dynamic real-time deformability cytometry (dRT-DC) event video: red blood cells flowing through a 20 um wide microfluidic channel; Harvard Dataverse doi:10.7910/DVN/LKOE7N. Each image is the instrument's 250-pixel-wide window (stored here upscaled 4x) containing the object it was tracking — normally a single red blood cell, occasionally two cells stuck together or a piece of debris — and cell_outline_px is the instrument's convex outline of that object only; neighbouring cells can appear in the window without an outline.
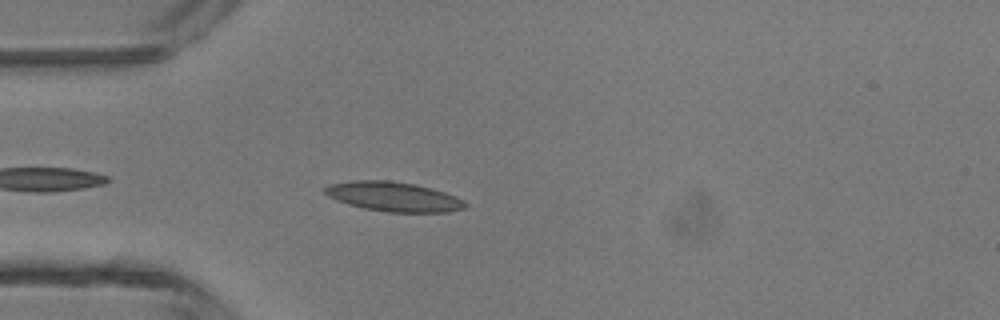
{"species": "common noctule bat (a hibernating species)", "species_latin": "Nyctalus noctula", "temperature_condition": "room temperature", "stored_images_in_passage": 7, "camera_frame_rate_fps": 3000, "um_per_image_px": 0.085, "animal": {"sex": "male", "body_mass_g": 13.3}, "frame": {"image": 1, "passage_image": 3, "time_ms": 0.667, "image_size_px": [1000, 320], "cell_outline_px": [[468, 204], [464, 208], [448, 212], [388, 212], [364, 208], [348, 204], [336, 200], [328, 196], [324, 192], [324, 188], [328, 184], [348, 180], [388, 180], [416, 184], [432, 188], [456, 196], [464, 200]], "centroid_in_image_um": [33.44, 16.7], "position_along_channel_um": 51.6, "area_um2": 24.33}}
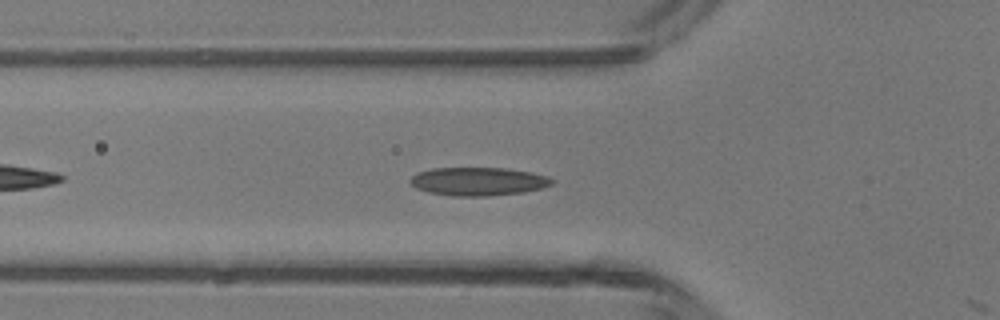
{"frame": {"image": 2, "passage_image": 6, "time_ms": 1.667, "image_size_px": [1000, 320], "cell_outline_px": [[556, 180], [552, 184], [540, 188], [524, 192], [488, 196], [452, 196], [428, 192], [416, 188], [408, 180], [416, 172], [432, 168], [504, 168], [528, 172], [548, 176]], "centroid_in_image_um": [40.62, 15.42], "position_along_channel_um": 85.2, "area_um2": 23.41}}